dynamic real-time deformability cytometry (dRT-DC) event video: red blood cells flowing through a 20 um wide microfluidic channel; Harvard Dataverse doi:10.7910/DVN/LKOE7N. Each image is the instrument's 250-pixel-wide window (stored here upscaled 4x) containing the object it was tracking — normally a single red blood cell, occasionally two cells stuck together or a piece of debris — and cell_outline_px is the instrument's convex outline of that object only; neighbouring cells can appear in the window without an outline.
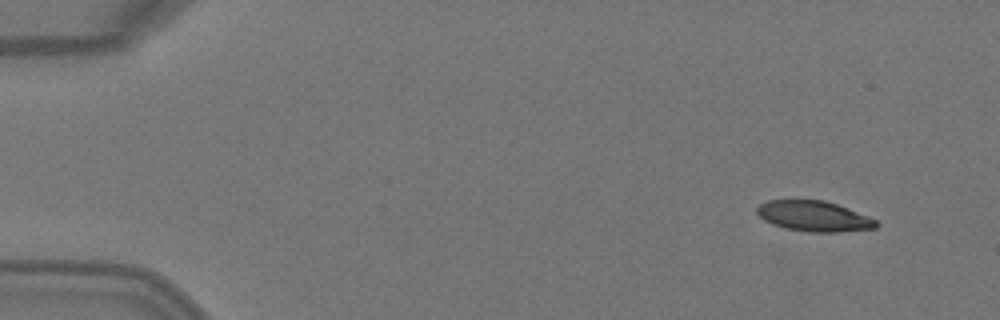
{"species": "Egyptian fruit bat (a non-hibernating species)", "species_latin": "Rousettus aegyptiacus", "temperature_condition": "warm", "stored_images_in_passage": 4, "camera_frame_rate_fps": 3000, "um_per_image_px": 0.085, "animal": {"sex": "female"}, "frame": {"image": 1, "passage_image": 1, "time_ms": 0.0, "image_size_px": [1000, 320], "cell_outline_px": [[880, 224], [876, 228], [840, 232], [808, 232], [784, 228], [772, 224], [764, 220], [756, 212], [756, 208], [760, 204], [768, 200], [824, 200], [848, 208], [868, 216], [876, 220]], "centroid_in_image_um": [69.19, 18.38], "position_along_channel_um": 15.8, "area_um2": 21.21}}